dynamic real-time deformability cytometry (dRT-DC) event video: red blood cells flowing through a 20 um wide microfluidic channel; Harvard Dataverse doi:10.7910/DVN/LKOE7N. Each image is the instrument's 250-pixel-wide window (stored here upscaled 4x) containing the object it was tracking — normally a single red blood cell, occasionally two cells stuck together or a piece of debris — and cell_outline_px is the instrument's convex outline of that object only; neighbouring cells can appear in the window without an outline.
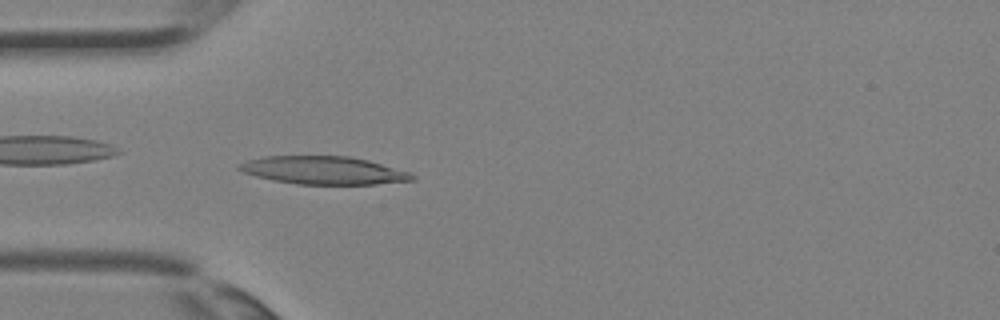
{"species": "Egyptian fruit bat (a non-hibernating species)", "species_latin": "Rousettus aegyptiacus", "temperature_condition": "room temperature", "stored_images_in_passage": 35, "camera_frame_rate_fps": 3000, "um_per_image_px": 0.085, "animal": {"sex": "female"}, "frame": {"image": 1, "passage_image": 10, "time_ms": 3.0, "image_size_px": [1000, 320], "cell_outline_px": [[416, 180], [376, 184], [296, 184], [272, 180], [256, 176], [244, 172], [236, 168], [236, 164], [248, 160], [264, 156], [352, 156], [368, 160], [412, 172], [416, 176]], "centroid_in_image_um": [27.53, 14.47], "position_along_channel_um": 57.5, "area_um2": 28.44}}
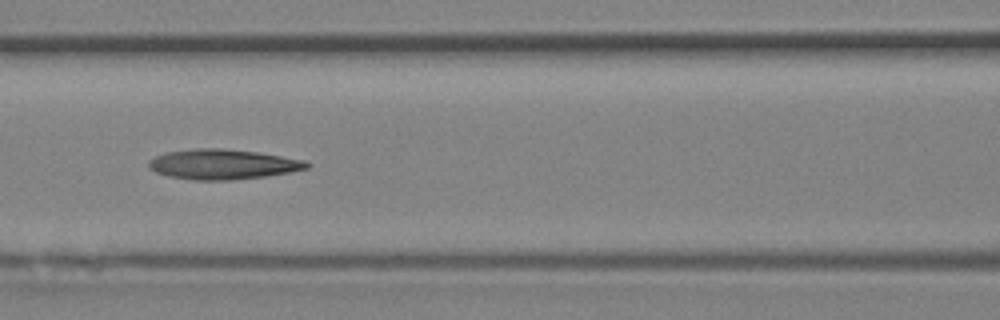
{"frame": {"image": 2, "passage_image": 15, "time_ms": 4.667, "image_size_px": [1000, 320], "cell_outline_px": [[312, 164], [308, 168], [288, 172], [264, 176], [232, 180], [196, 180], [168, 176], [156, 172], [148, 168], [148, 160], [164, 152], [196, 148], [220, 148], [256, 152], [304, 160]], "centroid_in_image_um": [18.89, 13.96], "position_along_channel_um": 147.7, "area_um2": 27.57}}
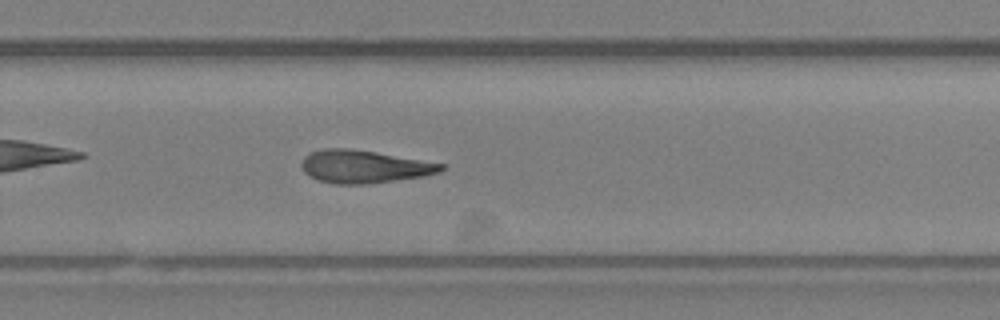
{"frame": {"image": 3, "passage_image": 23, "time_ms": 7.333, "image_size_px": [1000, 320], "cell_outline_px": [[444, 168], [440, 172], [424, 176], [364, 184], [336, 184], [320, 180], [308, 176], [304, 172], [300, 164], [304, 156], [308, 152], [324, 148], [348, 148], [376, 152], [444, 164]], "centroid_in_image_um": [30.89, 14.15], "position_along_channel_um": 298.9, "area_um2": 26.59}}